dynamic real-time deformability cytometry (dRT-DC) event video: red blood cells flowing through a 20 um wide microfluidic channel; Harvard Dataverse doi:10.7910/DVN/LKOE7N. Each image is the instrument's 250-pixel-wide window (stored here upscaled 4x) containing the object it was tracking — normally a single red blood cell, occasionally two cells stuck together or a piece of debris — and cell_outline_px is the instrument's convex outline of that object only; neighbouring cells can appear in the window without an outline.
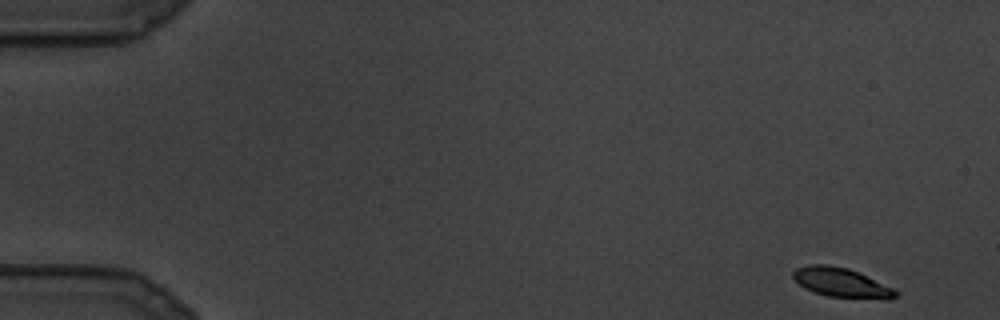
{"species": "common noctule bat (a hibernating species)", "species_latin": "Nyctalus noctula", "temperature_condition": "cold", "stored_images_in_passage": 26, "camera_frame_rate_fps": 3000, "um_per_image_px": 0.085, "animal": {"sex": "male", "body_mass_g": 19.5, "forearm_length_mm": 54.6}, "frame": {"image": 1, "passage_image": 1, "time_ms": 0.0, "image_size_px": [1000, 320], "cell_outline_px": [[900, 292], [896, 296], [888, 300], [884, 300], [828, 296], [804, 288], [792, 276], [792, 272], [796, 268], [808, 264], [828, 264], [848, 268], [860, 272]], "centroid_in_image_um": [71.54, 24.02], "position_along_channel_um": 13.5, "area_um2": 17.69}}
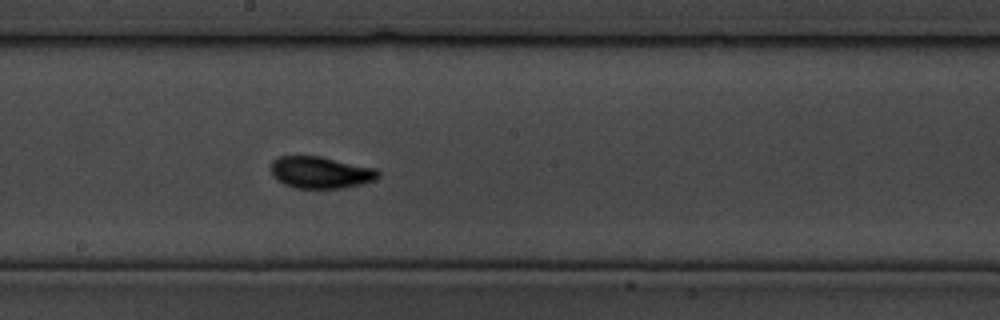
{"frame": {"image": 2, "passage_image": 15, "time_ms": 4.667, "image_size_px": [1000, 320], "cell_outline_px": [[380, 176], [376, 180], [344, 188], [296, 188], [284, 184], [276, 180], [272, 176], [272, 160], [280, 156], [320, 156], [376, 168], [380, 172]], "centroid_in_image_um": [27.26, 14.66], "position_along_channel_um": 220.9, "area_um2": 20.0}}
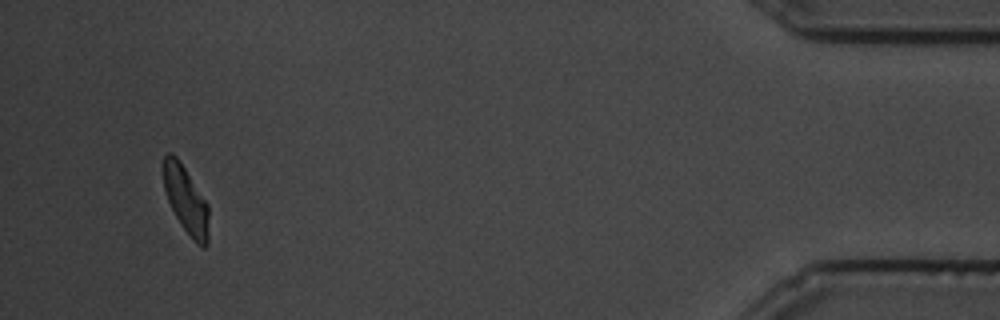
{"frame": {"image": 3, "passage_image": 26, "time_ms": 8.333, "image_size_px": [1000, 320], "cell_outline_px": [[208, 244], [204, 248], [196, 244], [192, 240], [180, 224], [168, 200], [164, 188], [164, 156], [168, 152], [172, 152], [180, 160], [208, 204]], "centroid_in_image_um": [15.82, 17.01], "position_along_channel_um": 419.4, "area_um2": 17.74}}